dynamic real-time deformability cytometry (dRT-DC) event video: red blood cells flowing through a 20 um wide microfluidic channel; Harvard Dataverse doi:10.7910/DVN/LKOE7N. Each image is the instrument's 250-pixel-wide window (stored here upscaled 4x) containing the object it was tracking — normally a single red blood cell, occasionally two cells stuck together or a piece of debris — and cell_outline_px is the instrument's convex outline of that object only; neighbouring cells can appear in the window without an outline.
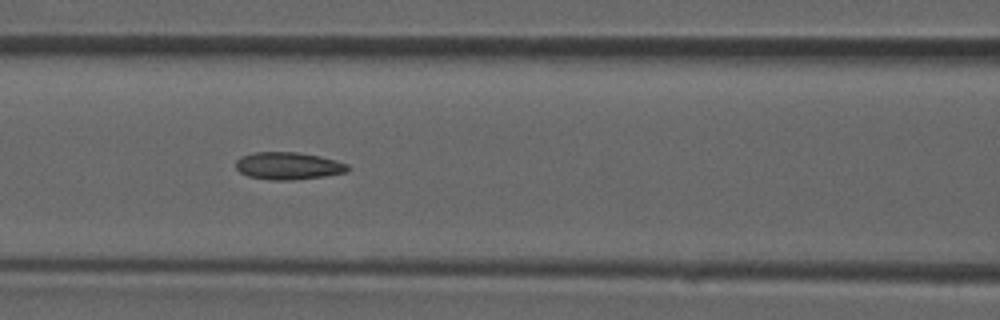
{"species": "common noctule bat (a hibernating species)", "species_latin": "Nyctalus noctula", "temperature_condition": "room temperature", "stored_images_in_passage": 24, "camera_frame_rate_fps": 3000, "um_per_image_px": 0.085, "animal": {"sex": "male", "forearm_length_mm": 52.5}, "frame": {"image": 1, "passage_image": 8, "time_ms": 2.333, "image_size_px": [1000, 320], "cell_outline_px": [[352, 168], [348, 172], [324, 176], [288, 180], [272, 180], [248, 176], [240, 172], [236, 168], [236, 160], [240, 156], [252, 152], [296, 152], [320, 156], [336, 160], [348, 164]], "centroid_in_image_um": [24.51, 14.09], "position_along_channel_um": 142.1, "area_um2": 17.98}}
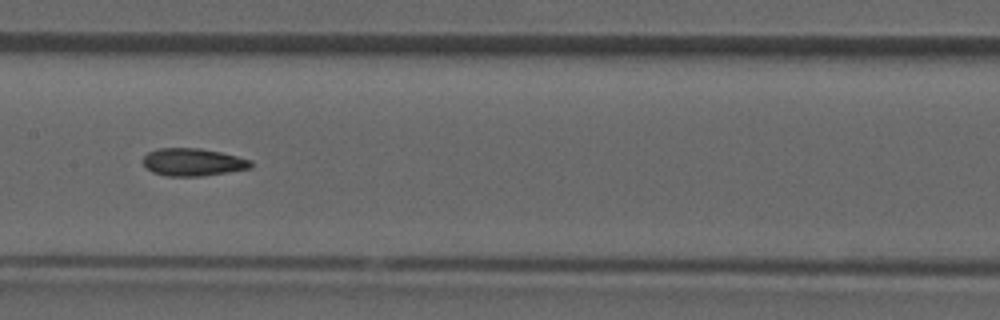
{"frame": {"image": 2, "passage_image": 11, "time_ms": 3.333, "image_size_px": [1000, 320], "cell_outline_px": [[252, 168], [200, 176], [164, 176], [152, 172], [144, 164], [144, 156], [148, 152], [156, 148], [200, 148], [220, 152], [252, 160]], "centroid_in_image_um": [16.39, 13.78], "position_along_channel_um": 191.0, "area_um2": 17.28}}